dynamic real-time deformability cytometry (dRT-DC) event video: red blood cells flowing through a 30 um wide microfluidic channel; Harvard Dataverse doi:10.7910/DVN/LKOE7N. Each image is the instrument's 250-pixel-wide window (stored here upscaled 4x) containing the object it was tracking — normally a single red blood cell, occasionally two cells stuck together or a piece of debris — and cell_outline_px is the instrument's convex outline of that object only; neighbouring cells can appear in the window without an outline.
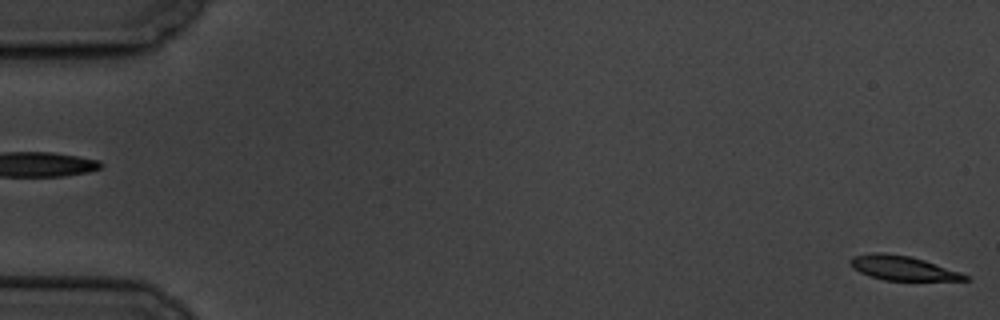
{"species": "common noctule bat (a hibernating species)", "species_latin": "Nyctalus noctula", "temperature_condition": "cold", "stored_images_in_passage": 6, "camera_frame_rate_fps": 3000, "um_per_image_px": 0.085, "animal": {"sex": "male", "body_mass_g": 19.5, "forearm_length_mm": 54.6}, "frame": {"image": 1, "passage_image": 6, "time_ms": 6.333, "image_size_px": [1000, 320], "cell_outline_px": [[972, 280], [884, 280], [868, 276], [852, 268], [848, 260], [852, 256], [872, 252], [884, 252], [908, 256], [924, 260], [960, 272], [968, 276]], "centroid_in_image_um": [76.66, 22.77], "position_along_channel_um": 8.3, "area_um2": 16.3}}